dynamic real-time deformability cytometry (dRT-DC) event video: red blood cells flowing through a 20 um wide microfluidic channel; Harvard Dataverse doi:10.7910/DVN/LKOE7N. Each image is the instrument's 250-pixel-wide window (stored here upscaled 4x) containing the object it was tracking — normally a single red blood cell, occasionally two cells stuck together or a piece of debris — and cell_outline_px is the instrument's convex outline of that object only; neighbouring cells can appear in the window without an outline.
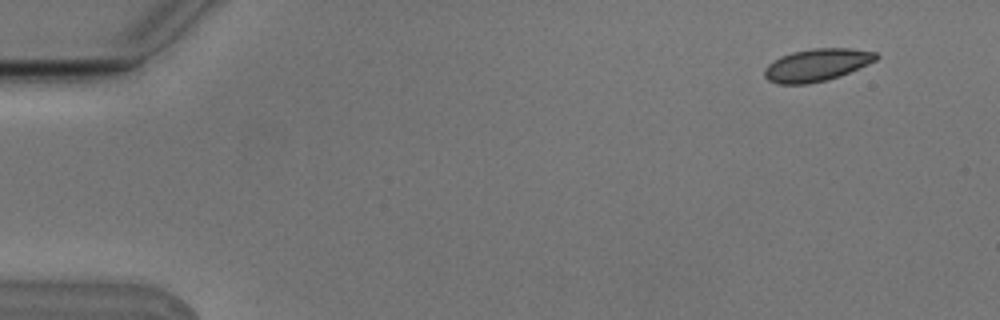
{"species": "Egyptian fruit bat (a non-hibernating species)", "species_latin": "Rousettus aegyptiacus", "temperature_condition": "cold", "stored_images_in_passage": 7, "camera_frame_rate_fps": 3000, "um_per_image_px": 0.085, "animal": {"sex": "male"}, "frame": {"image": 1, "passage_image": 1, "time_ms": 0.0, "image_size_px": [1000, 320], "cell_outline_px": [[880, 56], [876, 60], [840, 76], [828, 80], [808, 84], [776, 84], [768, 80], [764, 76], [764, 68], [768, 64], [780, 56], [792, 52], [812, 48], [848, 48], [876, 52]], "centroid_in_image_um": [69.4, 5.53], "position_along_channel_um": 15.6, "area_um2": 21.21}}
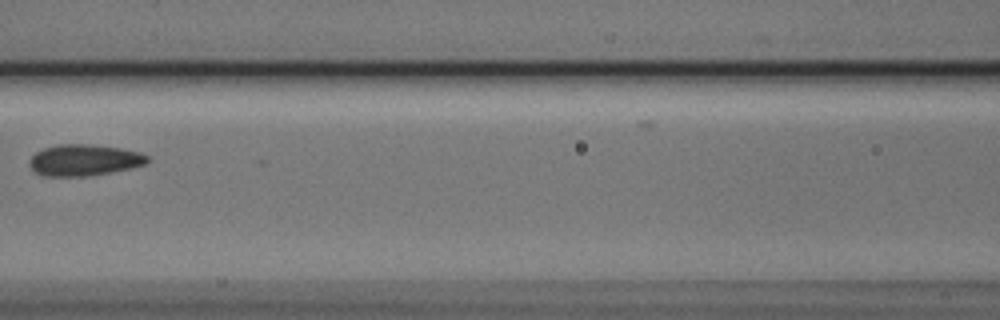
{"frame": {"image": 2, "passage_image": 6, "time_ms": 1.667, "image_size_px": [1000, 320], "cell_outline_px": [[148, 160], [144, 164], [132, 168], [84, 176], [44, 176], [36, 172], [28, 164], [32, 156], [36, 152], [44, 148], [56, 144], [92, 144], [120, 148], [140, 152], [148, 156]], "centroid_in_image_um": [7.13, 13.59], "position_along_channel_um": 159.5, "area_um2": 21.39}}
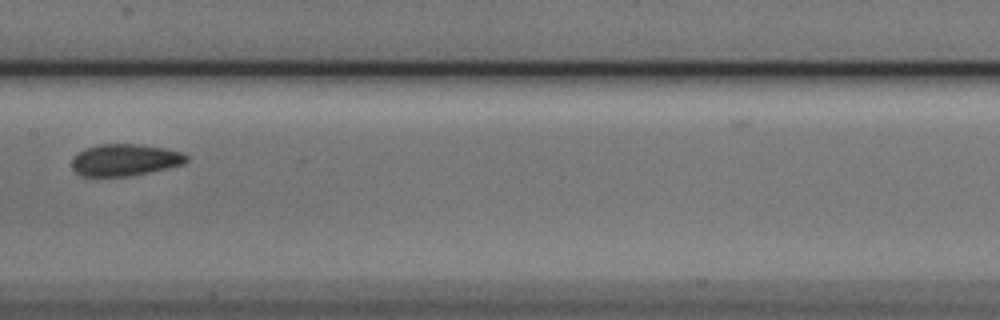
{"frame": {"image": 3, "passage_image": 7, "time_ms": 2.0, "image_size_px": [1000, 320], "cell_outline_px": [[188, 160], [184, 164], [148, 172], [128, 176], [80, 176], [72, 168], [72, 160], [84, 148], [100, 144], [136, 144], [164, 148], [184, 152], [188, 156]], "centroid_in_image_um": [10.63, 13.59], "position_along_channel_um": 196.8, "area_um2": 21.15}}